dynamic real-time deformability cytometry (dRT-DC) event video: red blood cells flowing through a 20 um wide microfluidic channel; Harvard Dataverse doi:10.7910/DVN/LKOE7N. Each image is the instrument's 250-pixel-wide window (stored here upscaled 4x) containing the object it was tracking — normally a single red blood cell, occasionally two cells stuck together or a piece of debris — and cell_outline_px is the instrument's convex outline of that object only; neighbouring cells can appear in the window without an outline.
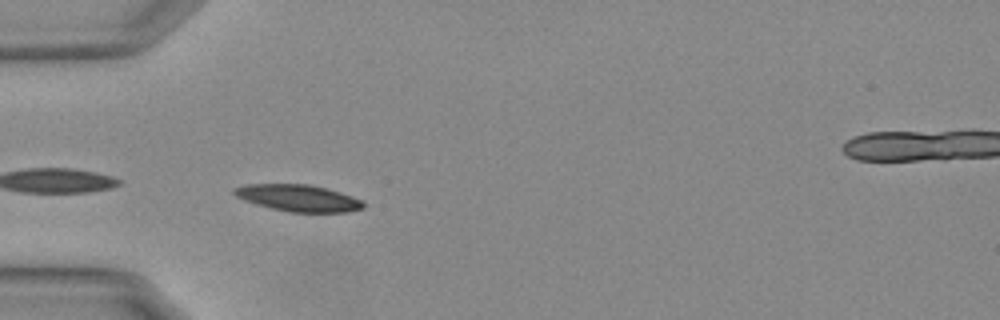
{"species": "Egyptian fruit bat (a non-hibernating species)", "species_latin": "Rousettus aegyptiacus", "temperature_condition": "warm", "stored_images_in_passage": 14, "camera_frame_rate_fps": 3000, "um_per_image_px": 0.085, "animal": {"sex": "female"}, "frame": {"image": 1, "passage_image": 1, "time_ms": 0.0, "image_size_px": [1000, 320], "cell_outline_px": [[364, 208], [348, 212], [288, 212], [256, 204], [244, 200], [236, 196], [232, 192], [232, 188], [244, 184], [308, 184], [328, 188], [360, 200], [364, 204]], "centroid_in_image_um": [25.31, 16.82], "position_along_channel_um": 59.7, "area_um2": 20.06}}
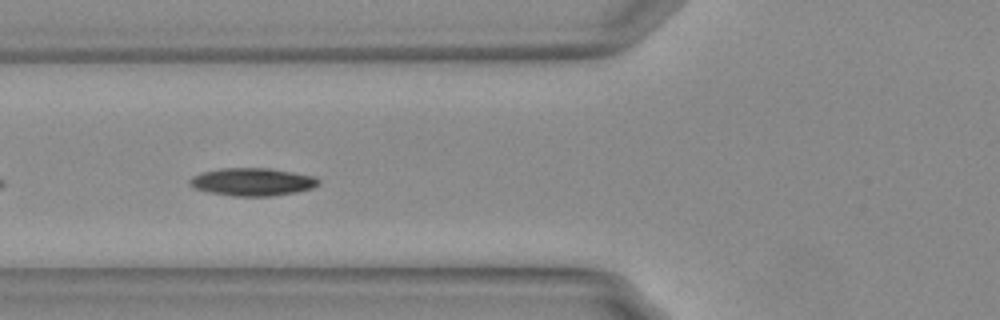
{"frame": {"image": 2, "passage_image": 5, "time_ms": 1.333, "image_size_px": [1000, 320], "cell_outline_px": [[320, 184], [312, 188], [296, 192], [272, 196], [232, 196], [208, 192], [192, 188], [188, 184], [188, 180], [192, 176], [200, 172], [220, 168], [268, 168], [292, 172], [312, 176], [320, 180]], "centroid_in_image_um": [21.39, 15.46], "position_along_channel_um": 104.4, "area_um2": 21.04}}